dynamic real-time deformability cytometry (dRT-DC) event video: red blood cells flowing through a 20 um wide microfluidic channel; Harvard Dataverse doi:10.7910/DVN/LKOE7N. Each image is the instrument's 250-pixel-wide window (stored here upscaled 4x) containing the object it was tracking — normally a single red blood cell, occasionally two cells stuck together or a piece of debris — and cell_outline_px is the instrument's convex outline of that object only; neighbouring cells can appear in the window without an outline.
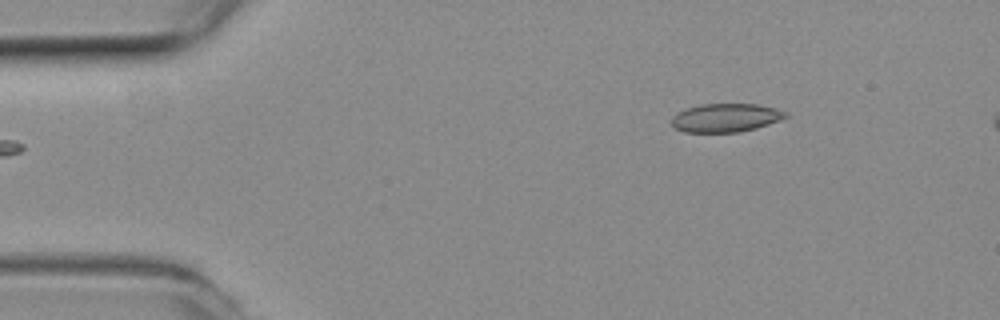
{"species": "common noctule bat (a hibernating species)", "species_latin": "Nyctalus noctula", "temperature_condition": "room temperature", "stored_images_in_passage": 47, "camera_frame_rate_fps": 3000, "um_per_image_px": 0.085, "animal": {"sex": "female", "body_mass_g": 19.3, "forearm_length_mm": 54.1}, "frame": {"image": 1, "passage_image": 1, "time_ms": 0.0, "image_size_px": [1000, 320], "cell_outline_px": [[788, 116], [780, 120], [756, 128], [740, 132], [684, 132], [676, 128], [672, 124], [672, 116], [688, 108], [700, 104], [760, 104], [776, 108], [788, 112]], "centroid_in_image_um": [61.73, 10.0], "position_along_channel_um": 23.3, "area_um2": 18.9}}
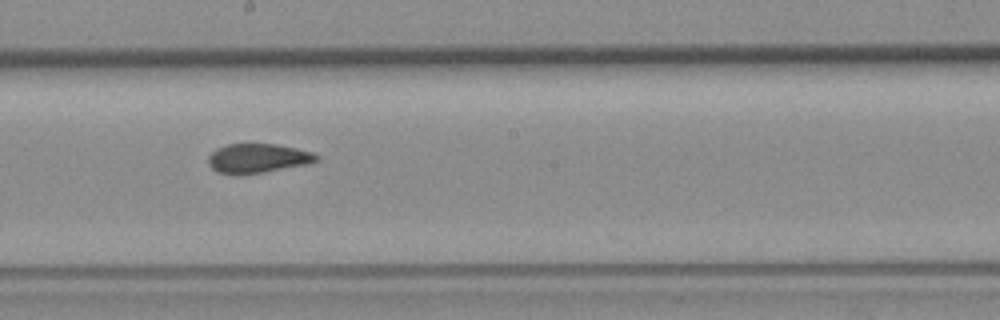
{"frame": {"image": 2, "passage_image": 23, "time_ms": 7.333, "image_size_px": [1000, 320], "cell_outline_px": [[320, 160], [304, 164], [264, 172], [216, 172], [208, 164], [208, 156], [216, 148], [228, 144], [276, 144], [296, 148], [312, 152], [320, 156]], "centroid_in_image_um": [21.93, 13.42], "position_along_channel_um": 226.3, "area_um2": 17.92}}
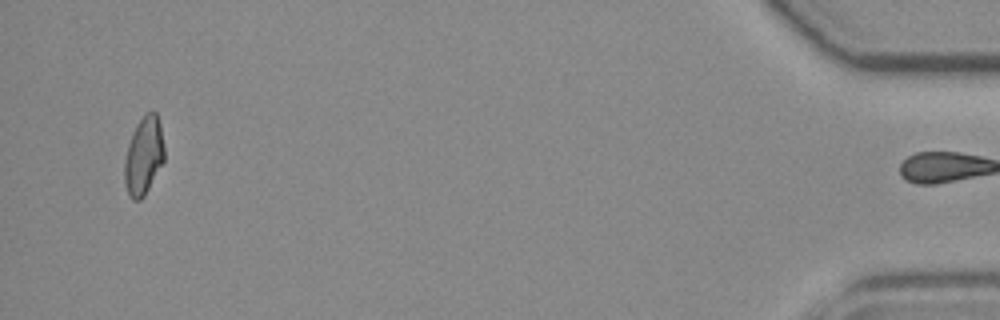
{"frame": {"image": 3, "passage_image": 46, "time_ms": 15.0, "image_size_px": [1000, 320], "cell_outline_px": [[164, 160], [144, 196], [140, 200], [132, 200], [124, 184], [124, 160], [128, 144], [132, 132], [136, 124], [148, 112], [156, 112], [160, 124], [164, 148]], "centroid_in_image_um": [12.2, 13.25], "position_along_channel_um": 423.0, "area_um2": 17.98}, "authors_computed_cell_mechanics": {"area_um2": 18.9006, "velocity_mm_per_s": 3.7333, "shape_relaxation_time_tau1_ms": null, "shape_relaxation_time_tau2_ms": 1.6667, "deformation_change_tau1": null, "deformation_change_tau2": 0.0732}}